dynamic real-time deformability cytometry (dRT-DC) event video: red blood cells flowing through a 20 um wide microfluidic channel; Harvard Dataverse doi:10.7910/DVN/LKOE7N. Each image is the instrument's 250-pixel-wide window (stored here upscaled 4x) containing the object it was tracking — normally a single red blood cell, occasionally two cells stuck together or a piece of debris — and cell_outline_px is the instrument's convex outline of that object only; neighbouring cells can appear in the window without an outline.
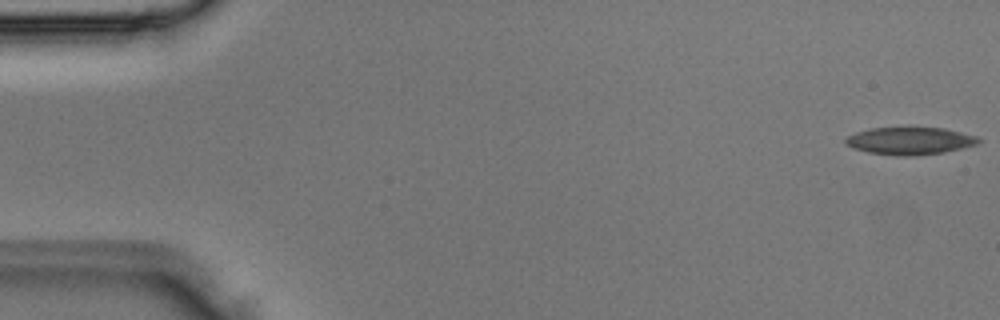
{"species": "Egyptian fruit bat (a non-hibernating species)", "species_latin": "Rousettus aegyptiacus", "temperature_condition": "room temperature", "stored_images_in_passage": 4, "camera_frame_rate_fps": 3000, "um_per_image_px": 0.085, "animal": {"sex": "male"}, "frame": {"image": 1, "passage_image": 1, "time_ms": 0.0, "image_size_px": [1000, 320], "cell_outline_px": [[980, 140], [976, 144], [944, 152], [912, 156], [904, 156], [868, 152], [852, 148], [844, 144], [844, 140], [848, 136], [856, 132], [868, 128], [908, 124], [912, 124], [944, 128], [976, 136]], "centroid_in_image_um": [77.27, 11.91], "position_along_channel_um": 7.7, "area_um2": 22.14}}